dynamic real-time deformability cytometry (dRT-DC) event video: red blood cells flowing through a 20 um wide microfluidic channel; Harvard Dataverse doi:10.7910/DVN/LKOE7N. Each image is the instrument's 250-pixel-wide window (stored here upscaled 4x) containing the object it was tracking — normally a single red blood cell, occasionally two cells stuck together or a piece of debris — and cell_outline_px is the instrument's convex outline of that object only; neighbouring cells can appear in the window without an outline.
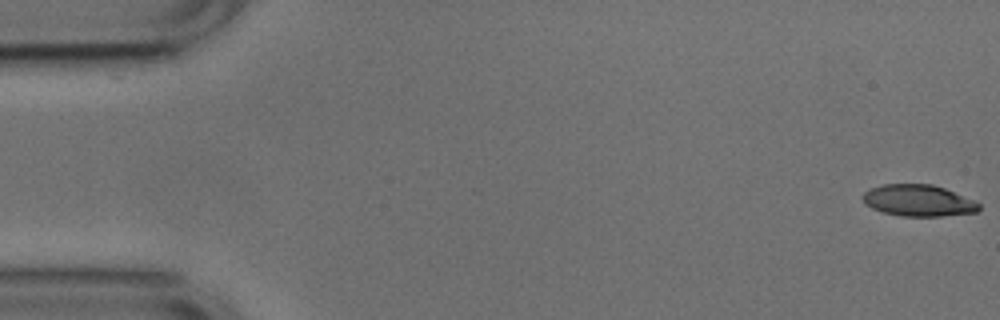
{"species": "common noctule bat (a hibernating species)", "species_latin": "Nyctalus noctula", "temperature_condition": "cold", "stored_images_in_passage": 53, "camera_frame_rate_fps": 3000, "um_per_image_px": 0.085, "animal": {"sex": "male", "body_mass_g": 17.9, "forearm_length_mm": 54.2}, "frame": {"image": 1, "passage_image": 1, "time_ms": 0.0, "image_size_px": [1000, 320], "cell_outline_px": [[980, 208], [976, 212], [940, 216], [900, 216], [884, 212], [872, 208], [864, 204], [860, 196], [864, 192], [872, 188], [884, 184], [932, 184], [944, 188], [976, 200], [980, 204]], "centroid_in_image_um": [78.05, 17.04], "position_along_channel_um": 6.9, "area_um2": 21.44}}
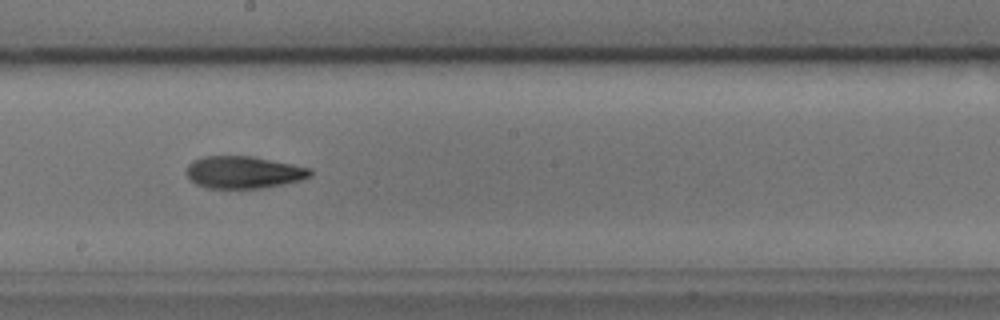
{"frame": {"image": 2, "passage_image": 29, "time_ms": 9.333, "image_size_px": [1000, 320], "cell_outline_px": [[312, 176], [300, 180], [284, 184], [264, 188], [204, 188], [196, 184], [188, 176], [188, 164], [192, 160], [204, 156], [252, 156], [312, 168]], "centroid_in_image_um": [20.73, 14.64], "position_along_channel_um": 227.5, "area_um2": 23.29}}
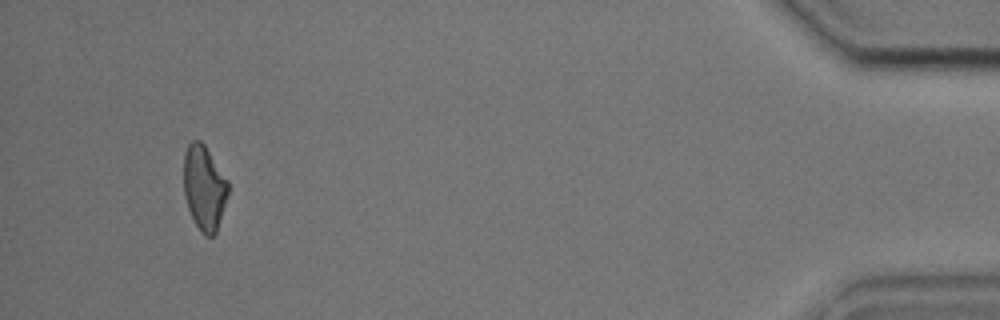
{"frame": {"image": 3, "passage_image": 50, "time_ms": 16.333, "image_size_px": [1000, 320], "cell_outline_px": [[228, 192], [216, 232], [212, 236], [204, 236], [200, 232], [188, 208], [184, 196], [184, 152], [188, 144], [192, 140], [200, 140], [204, 144], [228, 180]], "centroid_in_image_um": [17.34, 15.94], "position_along_channel_um": 417.9, "area_um2": 21.79}, "authors_computed_cell_mechanics": {"area_um2": 22.6576, "velocity_mm_per_s": 3.7739, "shape_relaxation_time_tau1_ms": 7.0196, "shape_relaxation_time_tau2_ms": 3.6162, "deformation_change_tau1": 0.1781, "deformation_change_tau2": 0.1114}}